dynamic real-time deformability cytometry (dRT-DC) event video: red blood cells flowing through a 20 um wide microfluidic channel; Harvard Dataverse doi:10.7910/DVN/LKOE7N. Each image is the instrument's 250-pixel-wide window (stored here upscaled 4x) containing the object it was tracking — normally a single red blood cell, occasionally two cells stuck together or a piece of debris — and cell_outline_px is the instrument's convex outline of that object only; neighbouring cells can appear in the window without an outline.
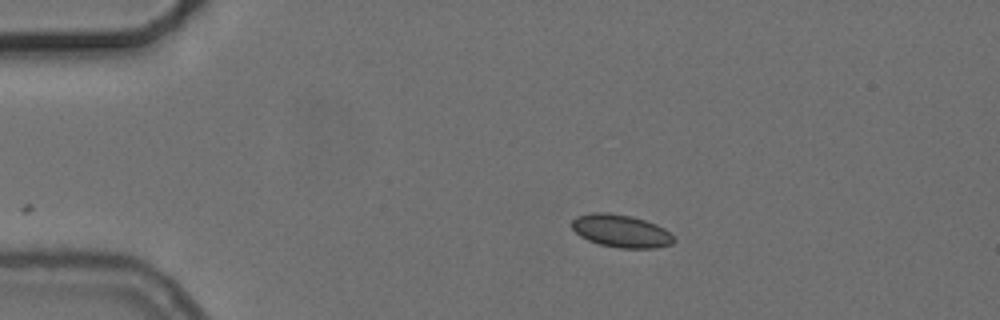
{"species": "common noctule bat (a hibernating species)", "species_latin": "Nyctalus noctula", "temperature_condition": "cold", "stored_images_in_passage": 46, "camera_frame_rate_fps": 3000, "um_per_image_px": 0.085, "animal": {"sex": "female", "body_mass_g": 24.6, "forearm_length_mm": 56.2}, "frame": {"image": 1, "passage_image": 1, "time_ms": 0.0, "image_size_px": [1000, 320], "cell_outline_px": [[676, 240], [672, 244], [656, 248], [620, 248], [600, 244], [588, 240], [580, 236], [572, 228], [572, 220], [576, 216], [592, 212], [608, 212], [632, 216], [656, 224], [664, 228]], "centroid_in_image_um": [52.78, 19.63], "position_along_channel_um": 32.2, "area_um2": 19.48}}
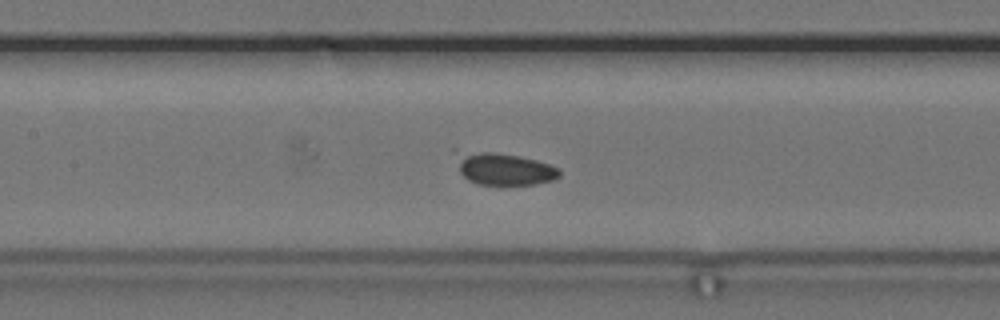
{"frame": {"image": 2, "passage_image": 16, "time_ms": 5.0, "image_size_px": [1000, 320], "cell_outline_px": [[560, 176], [552, 180], [532, 184], [476, 184], [468, 180], [460, 172], [460, 156], [480, 152], [492, 152], [520, 156], [536, 160], [560, 168]], "centroid_in_image_um": [42.97, 14.39], "position_along_channel_um": 164.4, "area_um2": 18.44}}
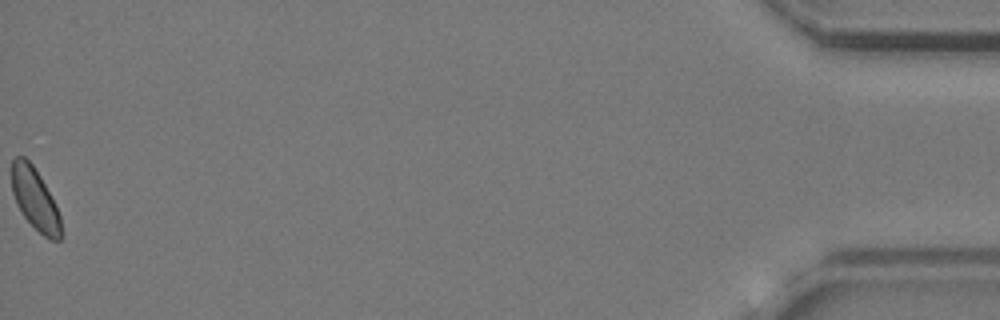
{"frame": {"image": 3, "passage_image": 46, "time_ms": 15.0, "image_size_px": [1000, 320], "cell_outline_px": [[64, 236], [60, 240], [52, 240], [44, 236], [24, 216], [16, 204], [12, 192], [12, 160], [16, 156], [24, 156], [32, 164], [40, 176], [56, 204], [60, 216]], "centroid_in_image_um": [3.0, 16.94], "position_along_channel_um": 432.2, "area_um2": 17.8}}